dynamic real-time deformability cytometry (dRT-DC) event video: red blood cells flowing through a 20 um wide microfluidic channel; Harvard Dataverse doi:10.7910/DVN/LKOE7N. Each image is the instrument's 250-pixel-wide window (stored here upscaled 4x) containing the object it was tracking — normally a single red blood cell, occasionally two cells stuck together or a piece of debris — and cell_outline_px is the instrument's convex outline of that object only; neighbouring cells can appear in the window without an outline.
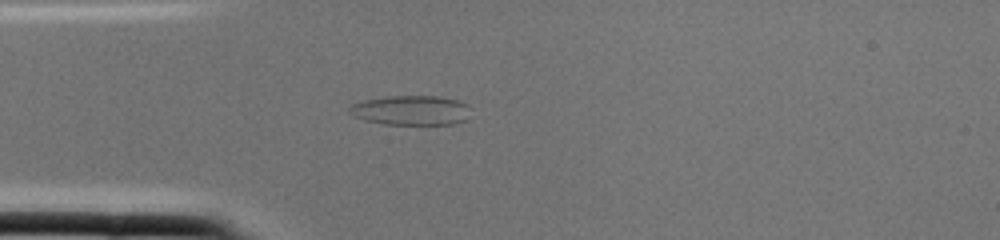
{"species": "common noctule bat (a hibernating species)", "species_latin": "Nyctalus noctula", "temperature_condition": "cold", "stored_images_in_passage": 1, "camera_frame_rate_fps": 3000, "um_per_image_px": 0.085, "animal": {"sex": "female", "body_mass_g": 22.0, "forearm_length_mm": 56.7}, "frame": {"image": 1, "passage_image": 1, "time_ms": 0.0, "image_size_px": [1000, 240], "cell_outline_px": [[468, 104], [464, 120], [452, 124], [384, 124], [364, 120], [348, 112], [348, 108], [352, 104], [364, 100], [388, 96], [440, 96], [460, 100]], "centroid_in_image_um": [34.9, 9.36], "position_along_channel_um": 50.1, "area_um2": 20.75}}